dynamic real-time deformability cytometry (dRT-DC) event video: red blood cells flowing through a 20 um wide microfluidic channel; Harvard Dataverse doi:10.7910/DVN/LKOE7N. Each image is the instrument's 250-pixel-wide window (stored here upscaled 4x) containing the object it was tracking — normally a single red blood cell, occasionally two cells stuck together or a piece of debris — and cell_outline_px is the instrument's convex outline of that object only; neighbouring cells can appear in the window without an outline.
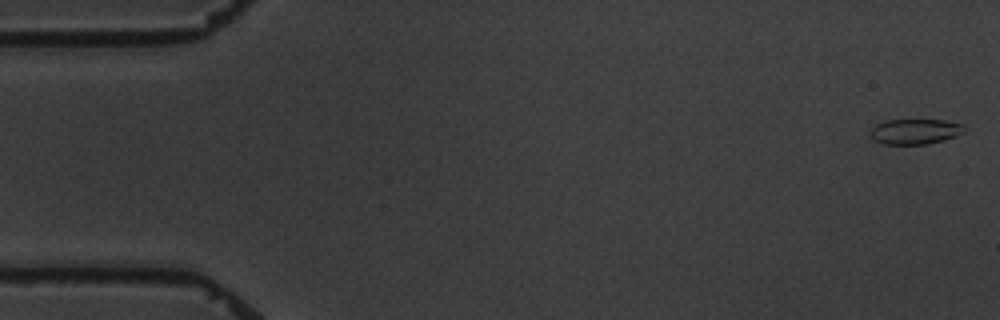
{"species": "common noctule bat (a hibernating species)", "species_latin": "Nyctalus noctula", "temperature_condition": "warm", "stored_images_in_passage": 6, "camera_frame_rate_fps": 3000, "um_per_image_px": 0.085, "animal": {"sex": "male", "body_mass_g": 19.5, "forearm_length_mm": 54.6}, "frame": {"image": 1, "passage_image": 1, "time_ms": 0.0, "image_size_px": [1000, 320], "cell_outline_px": [[968, 128], [964, 132], [956, 136], [944, 140], [928, 144], [884, 144], [876, 140], [868, 132], [876, 124], [884, 120], [944, 120], [964, 124]], "centroid_in_image_um": [77.83, 11.17], "position_along_channel_um": 7.2, "area_um2": 13.99}}
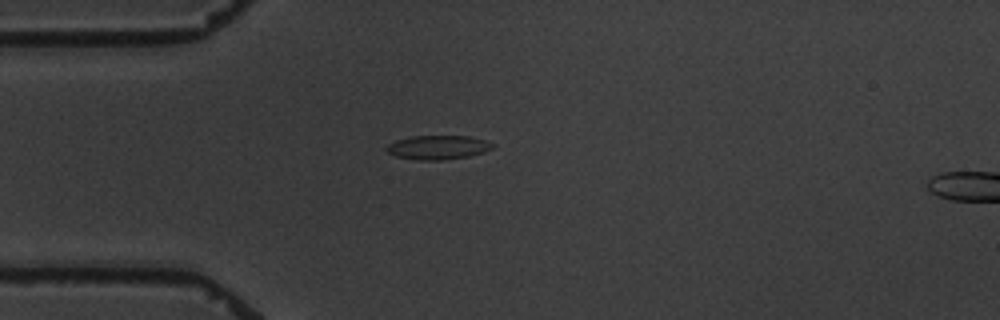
{"frame": {"image": 2, "passage_image": 5, "time_ms": 4.667, "image_size_px": [1000, 320], "cell_outline_px": [[496, 144], [492, 148], [484, 152], [468, 156], [444, 160], [416, 160], [396, 156], [388, 152], [384, 148], [388, 144], [396, 140], [412, 136], [468, 136], [484, 140]], "centroid_in_image_um": [37.21, 12.53], "position_along_channel_um": 47.8, "area_um2": 14.85}}